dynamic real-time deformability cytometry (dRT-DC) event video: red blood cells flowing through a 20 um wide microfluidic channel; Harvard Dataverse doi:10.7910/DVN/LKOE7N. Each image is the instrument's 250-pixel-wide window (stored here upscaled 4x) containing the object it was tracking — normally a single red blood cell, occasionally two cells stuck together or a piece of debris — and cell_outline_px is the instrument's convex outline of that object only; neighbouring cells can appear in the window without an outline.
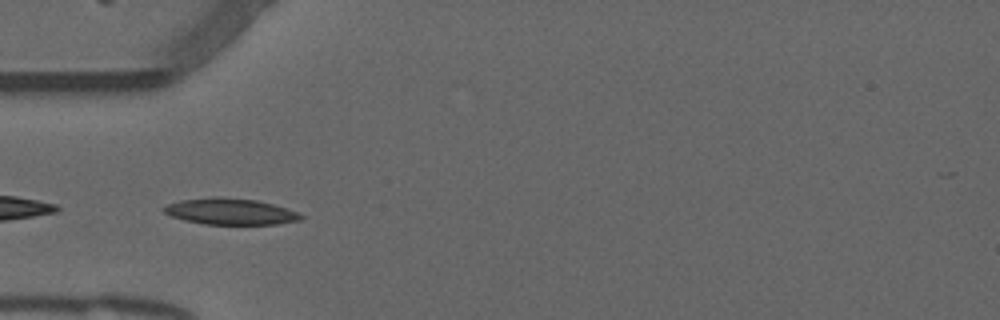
{"species": "common noctule bat (a hibernating species)", "species_latin": "Nyctalus noctula", "temperature_condition": "warm", "stored_images_in_passage": 39, "camera_frame_rate_fps": 3000, "um_per_image_px": 0.085, "animal": {"sex": "male", "forearm_length_mm": 52.5}, "frame": {"image": 1, "passage_image": 5, "time_ms": 1.333, "image_size_px": [1000, 320], "cell_outline_px": [[304, 216], [300, 220], [276, 224], [204, 224], [184, 220], [172, 216], [164, 212], [164, 204], [180, 200], [216, 196], [256, 200], [272, 204], [300, 212]], "centroid_in_image_um": [19.57, 17.97], "position_along_channel_um": 65.4, "area_um2": 20.98}}
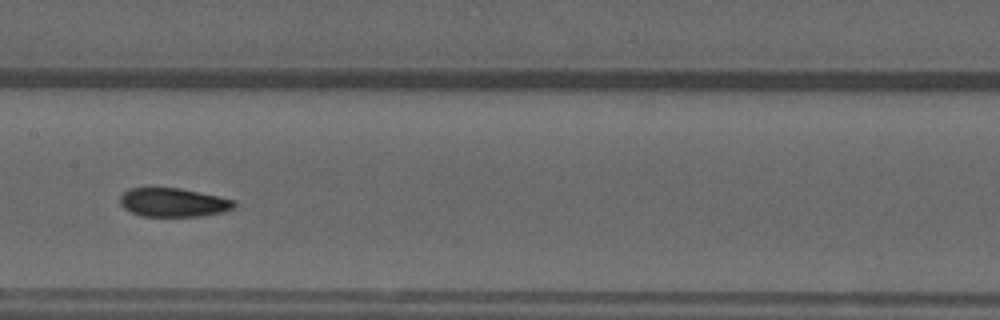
{"frame": {"image": 2, "passage_image": 15, "time_ms": 4.667, "image_size_px": [1000, 320], "cell_outline_px": [[236, 204], [232, 208], [224, 212], [200, 216], [144, 216], [132, 212], [124, 208], [120, 204], [120, 196], [128, 188], [148, 184], [152, 184], [180, 188], [216, 196], [232, 200]], "centroid_in_image_um": [14.62, 17.15], "position_along_channel_um": 192.8, "area_um2": 19.65}}
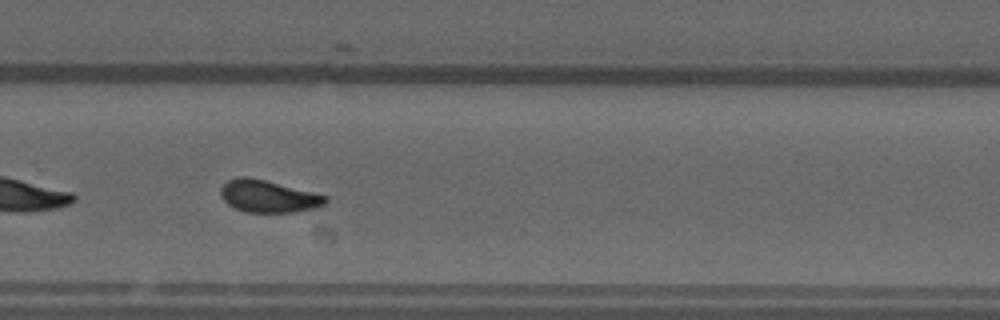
{"frame": {"image": 3, "passage_image": 24, "time_ms": 7.667, "image_size_px": [1000, 320], "cell_outline_px": [[328, 200], [320, 208], [296, 212], [244, 212], [228, 204], [224, 200], [220, 192], [220, 188], [228, 180], [236, 176], [248, 176], [328, 196]], "centroid_in_image_um": [22.82, 16.69], "position_along_channel_um": 307.0, "area_um2": 19.71}, "authors_computed_cell_mechanics": {"area_um2": 19.941, "velocity_mm_per_s": 3.8293, "shape_relaxation_time_tau1_ms": 4.9157, "shape_relaxation_time_tau2_ms": 1.6711, "deformation_change_tau1": 0.172, "deformation_change_tau2": 0.0778}}